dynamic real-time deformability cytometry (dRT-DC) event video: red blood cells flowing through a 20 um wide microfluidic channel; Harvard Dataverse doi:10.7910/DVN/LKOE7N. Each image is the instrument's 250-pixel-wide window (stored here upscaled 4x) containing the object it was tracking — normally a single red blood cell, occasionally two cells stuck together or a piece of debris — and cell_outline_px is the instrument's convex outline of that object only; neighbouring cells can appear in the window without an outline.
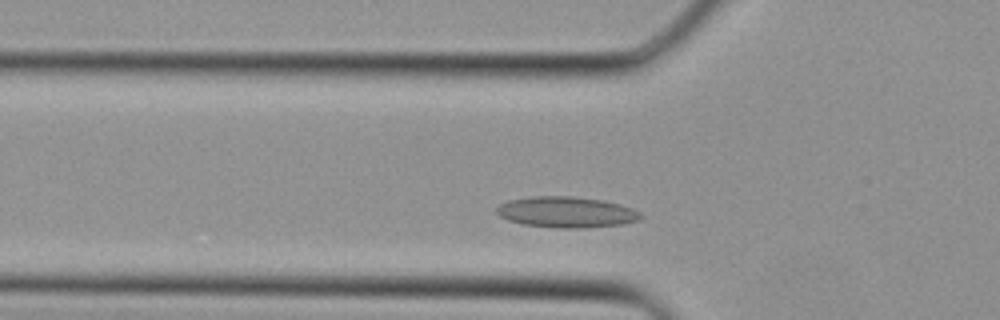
{"species": "Egyptian fruit bat (a non-hibernating species)", "species_latin": "Rousettus aegyptiacus", "temperature_condition": "cold", "stored_images_in_passage": 29, "camera_frame_rate_fps": 3000, "um_per_image_px": 0.085, "animal": {"sex": "female"}, "frame": {"image": 1, "passage_image": 4, "time_ms": 1.0, "image_size_px": [1000, 320], "cell_outline_px": [[644, 216], [636, 220], [624, 224], [584, 228], [556, 228], [524, 224], [508, 220], [500, 216], [496, 212], [496, 208], [500, 204], [508, 200], [532, 196], [572, 196], [604, 200], [620, 204], [632, 208], [640, 212]], "centroid_in_image_um": [48.15, 18.03], "position_along_channel_um": 77.6, "area_um2": 26.07}}
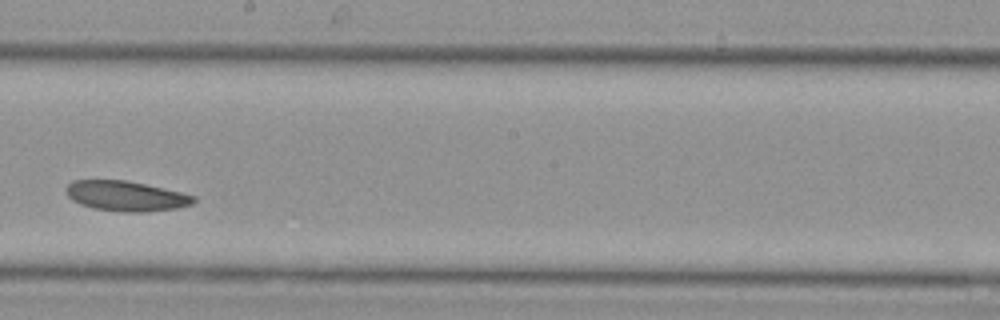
{"frame": {"image": 2, "passage_image": 13, "time_ms": 4.0, "image_size_px": [1000, 320], "cell_outline_px": [[196, 200], [192, 204], [176, 208], [144, 212], [120, 212], [92, 208], [80, 204], [72, 200], [64, 192], [64, 188], [72, 180], [124, 180], [144, 184], [180, 192], [196, 196]], "centroid_in_image_um": [10.66, 16.66], "position_along_channel_um": 237.5, "area_um2": 22.43}}
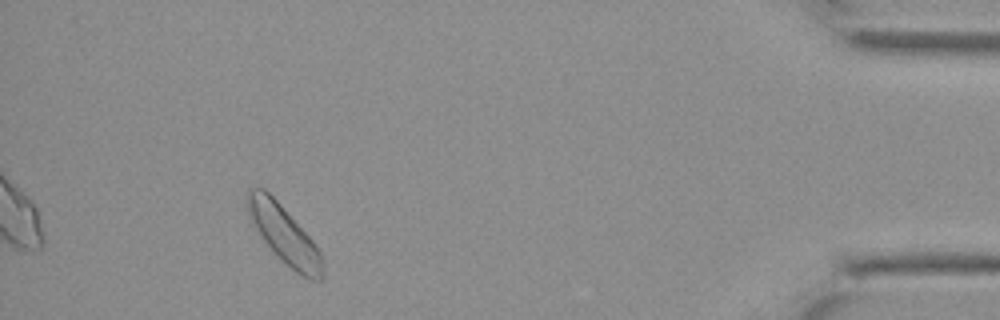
{"frame": {"image": 3, "passage_image": 26, "time_ms": 8.333, "image_size_px": [1000, 320], "cell_outline_px": [[324, 276], [320, 280], [308, 280], [296, 272], [264, 240], [248, 216], [244, 204], [244, 200], [248, 188], [264, 188], [280, 204], [316, 244], [320, 252], [324, 268]], "centroid_in_image_um": [24.13, 19.9], "position_along_channel_um": 411.1, "area_um2": 24.91}}